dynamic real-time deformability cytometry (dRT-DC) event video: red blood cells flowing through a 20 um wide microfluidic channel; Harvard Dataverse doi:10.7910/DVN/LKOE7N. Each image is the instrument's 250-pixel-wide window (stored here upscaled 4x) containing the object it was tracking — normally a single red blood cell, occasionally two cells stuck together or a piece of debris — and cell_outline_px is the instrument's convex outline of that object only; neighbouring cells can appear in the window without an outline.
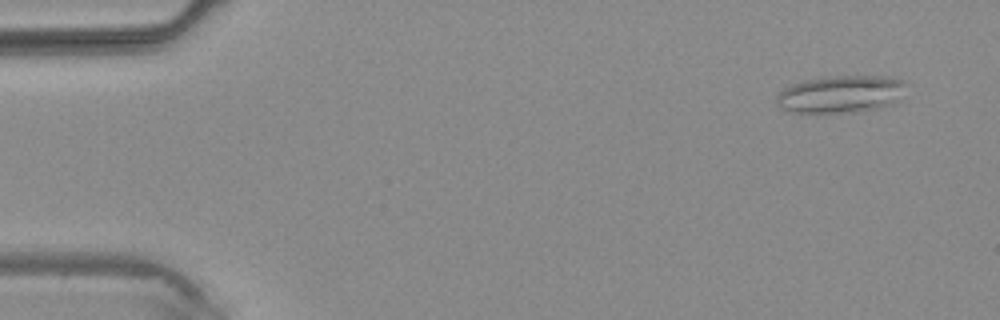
{"species": "common noctule bat (a hibernating species)", "species_latin": "Nyctalus noctula", "temperature_condition": "warm", "stored_images_in_passage": 4, "camera_frame_rate_fps": 3000, "um_per_image_px": 0.085, "animal": {"sex": "male", "body_mass_g": 20.4}, "frame": {"image": 1, "passage_image": 1, "time_ms": 0.0, "image_size_px": [1000, 320], "cell_outline_px": [[908, 84], [900, 100], [892, 104], [876, 108], [856, 112], [796, 112], [784, 108], [776, 100], [776, 96], [784, 88], [792, 84], [804, 80], [836, 76], [888, 76], [900, 80]], "centroid_in_image_um": [71.54, 7.99], "position_along_channel_um": 13.5, "area_um2": 27.98}}